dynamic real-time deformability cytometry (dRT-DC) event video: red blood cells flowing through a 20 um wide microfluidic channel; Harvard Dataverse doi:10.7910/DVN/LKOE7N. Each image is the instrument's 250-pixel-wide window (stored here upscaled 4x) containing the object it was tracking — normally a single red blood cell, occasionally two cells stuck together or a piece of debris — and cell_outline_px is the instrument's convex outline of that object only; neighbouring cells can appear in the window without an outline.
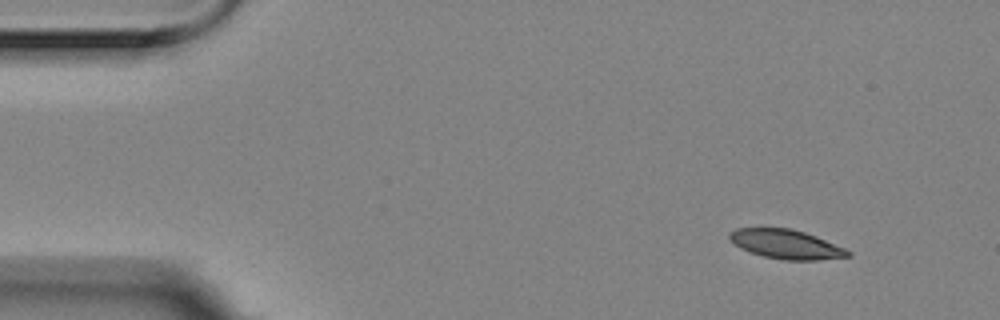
{"species": "Egyptian fruit bat (a non-hibernating species)", "species_latin": "Rousettus aegyptiacus", "temperature_condition": "room temperature", "stored_images_in_passage": 4, "camera_frame_rate_fps": 3000, "um_per_image_px": 0.085, "animal": {"sex": "female"}, "frame": {"image": 1, "passage_image": 1, "time_ms": 0.0, "image_size_px": [1000, 320], "cell_outline_px": [[852, 256], [816, 260], [784, 260], [764, 256], [748, 252], [740, 248], [728, 236], [728, 232], [736, 228], [788, 228], [804, 232], [816, 236], [844, 248], [852, 252]], "centroid_in_image_um": [66.81, 20.76], "position_along_channel_um": 18.2, "area_um2": 20.06}}